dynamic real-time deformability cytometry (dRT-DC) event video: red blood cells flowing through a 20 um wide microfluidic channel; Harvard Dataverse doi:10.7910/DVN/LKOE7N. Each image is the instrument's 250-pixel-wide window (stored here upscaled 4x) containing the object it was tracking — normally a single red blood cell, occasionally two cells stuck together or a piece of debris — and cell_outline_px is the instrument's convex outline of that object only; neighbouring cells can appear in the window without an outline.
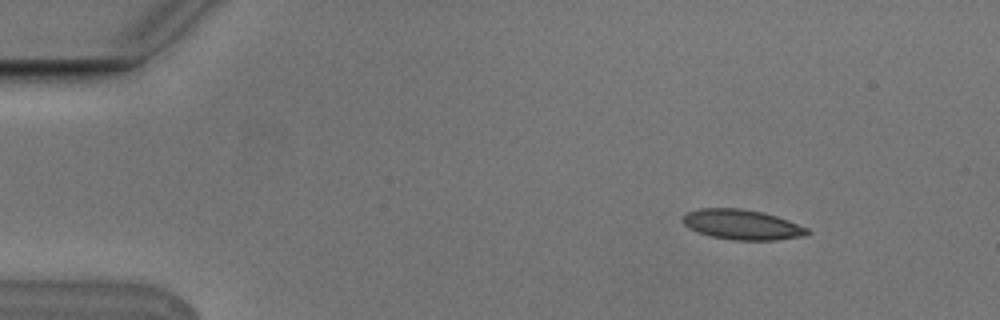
{"species": "Egyptian fruit bat (a non-hibernating species)", "species_latin": "Rousettus aegyptiacus", "temperature_condition": "cold", "stored_images_in_passage": 7, "camera_frame_rate_fps": 3000, "um_per_image_px": 0.085, "animal": {"sex": "male"}, "frame": {"image": 1, "passage_image": 2, "time_ms": 0.333, "image_size_px": [1000, 320], "cell_outline_px": [[812, 232], [808, 236], [776, 240], [732, 240], [712, 236], [696, 232], [688, 228], [680, 220], [688, 212], [700, 208], [740, 208], [764, 212], [788, 220], [808, 228]], "centroid_in_image_um": [63.1, 19.1], "position_along_channel_um": 21.9, "area_um2": 22.08}}
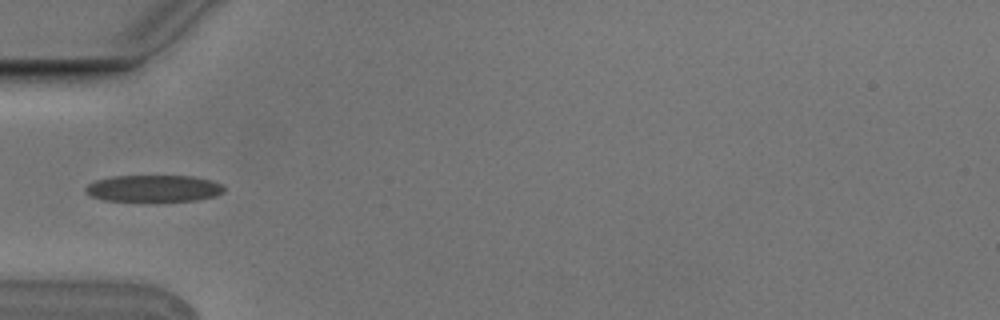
{"frame": {"image": 2, "passage_image": 5, "time_ms": 1.333, "image_size_px": [1000, 320], "cell_outline_px": [[224, 192], [216, 196], [196, 200], [144, 204], [104, 200], [92, 196], [84, 192], [84, 188], [88, 184], [96, 180], [112, 176], [192, 176], [212, 180], [224, 184]], "centroid_in_image_um": [13.06, 16.06], "position_along_channel_um": 71.9, "area_um2": 22.77}}
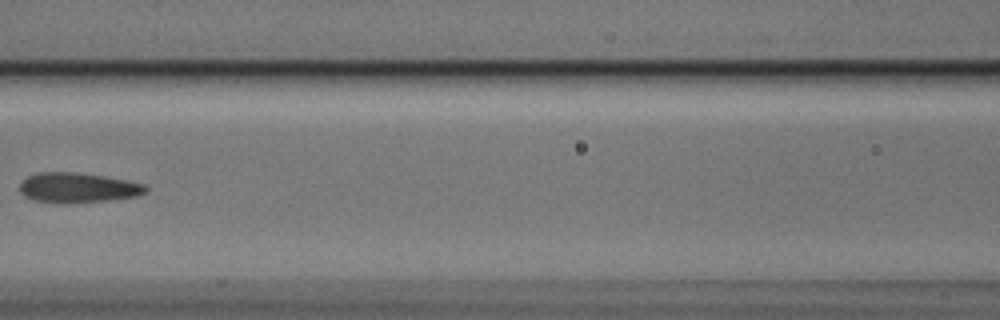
{"frame": {"image": 3, "passage_image": 7, "time_ms": 2.0, "image_size_px": [1000, 320], "cell_outline_px": [[148, 192], [136, 196], [104, 200], [64, 204], [56, 204], [36, 200], [24, 196], [20, 192], [20, 180], [36, 172], [72, 172], [104, 176], [128, 180], [144, 184], [148, 188]], "centroid_in_image_um": [6.58, 15.95], "position_along_channel_um": 160.0, "area_um2": 22.14}}